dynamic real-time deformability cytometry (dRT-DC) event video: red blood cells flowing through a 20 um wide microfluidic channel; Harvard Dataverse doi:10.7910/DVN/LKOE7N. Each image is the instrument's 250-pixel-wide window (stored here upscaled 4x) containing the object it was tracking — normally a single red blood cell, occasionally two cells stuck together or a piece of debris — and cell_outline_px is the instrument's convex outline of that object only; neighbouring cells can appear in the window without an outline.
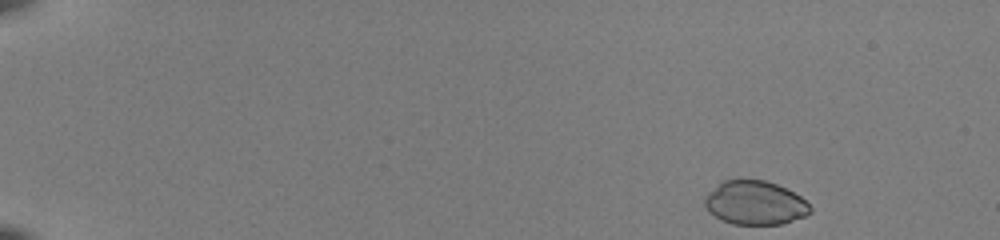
{"species": "common noctule bat (a hibernating species)", "species_latin": "Nyctalus noctula", "temperature_condition": "room temperature", "stored_images_in_passage": 47, "camera_frame_rate_fps": 3000, "um_per_image_px": 0.085, "animal": {"sex": "female", "body_mass_g": 22.0, "forearm_length_mm": 56.7}, "frame": {"image": 1, "passage_image": 1, "time_ms": 0.0, "image_size_px": [1000, 240], "cell_outline_px": [[812, 212], [804, 216], [780, 224], [732, 224], [720, 220], [708, 212], [704, 204], [704, 196], [708, 192], [724, 180], [764, 180], [776, 184], [800, 196], [812, 208]], "centroid_in_image_um": [64.13, 17.25], "position_along_channel_um": 20.9, "area_um2": 26.82}}
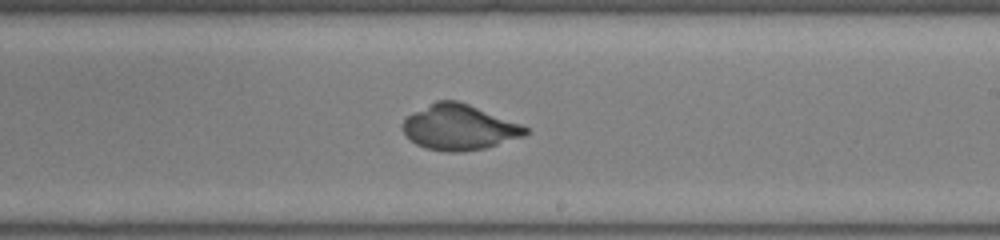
{"frame": {"image": 2, "passage_image": 29, "time_ms": 9.333, "image_size_px": [1000, 240], "cell_outline_px": [[528, 132], [524, 136], [484, 148], [460, 152], [444, 152], [424, 148], [416, 144], [404, 132], [404, 120], [408, 116], [436, 100], [456, 100], [468, 104], [520, 124], [528, 128]], "centroid_in_image_um": [39.03, 10.83], "position_along_channel_um": 250.0, "area_um2": 31.91}}
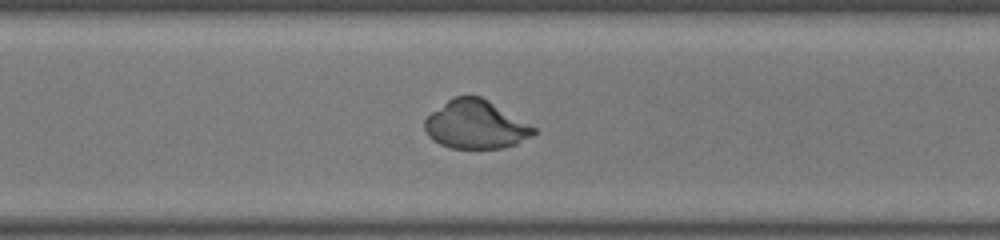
{"frame": {"image": 3, "passage_image": 35, "time_ms": 11.333, "image_size_px": [1000, 240], "cell_outline_px": [[536, 132], [532, 136], [516, 144], [504, 148], [448, 148], [432, 140], [428, 136], [424, 128], [424, 120], [432, 112], [452, 96], [480, 96], [488, 100], [536, 128]], "centroid_in_image_um": [40.41, 10.6], "position_along_channel_um": 330.2, "area_um2": 30.69}}